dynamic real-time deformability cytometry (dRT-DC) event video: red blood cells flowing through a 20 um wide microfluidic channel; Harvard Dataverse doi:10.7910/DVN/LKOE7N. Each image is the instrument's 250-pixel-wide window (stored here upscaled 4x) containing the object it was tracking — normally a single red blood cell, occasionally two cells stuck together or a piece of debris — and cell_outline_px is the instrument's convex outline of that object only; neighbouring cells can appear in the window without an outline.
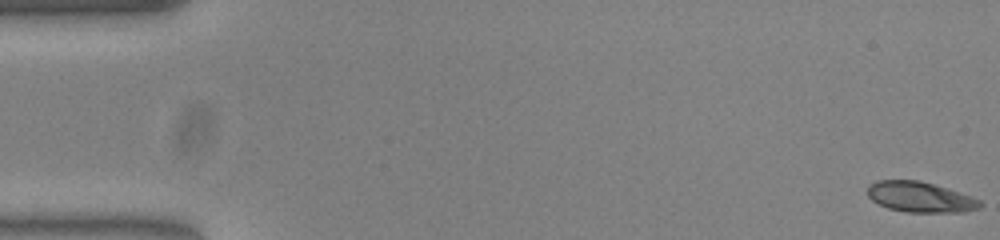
{"species": "common noctule bat (a hibernating species)", "species_latin": "Nyctalus noctula", "temperature_condition": "warm", "stored_images_in_passage": 50, "segment_of_instrument_passage": [1, 2], "camera_frame_rate_fps": 3000, "um_per_image_px": 0.085, "animal": {"sex": "female", "body_mass_g": 23.0, "forearm_length_mm": 53.4}, "frame": {"image": 1, "passage_image": 1, "time_ms": 0.0, "image_size_px": [1000, 240], "cell_outline_px": [[984, 204], [980, 208], [964, 212], [904, 212], [888, 208], [872, 200], [868, 196], [868, 188], [876, 180], [920, 180], [948, 188], [980, 200]], "centroid_in_image_um": [78.24, 16.75], "position_along_channel_um": 6.8, "area_um2": 19.94}}
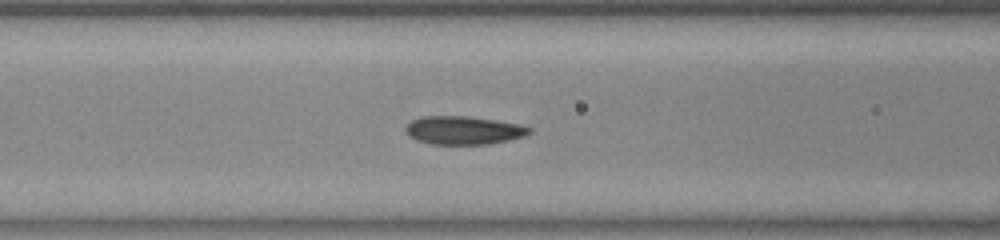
{"frame": {"image": 2, "passage_image": 22, "time_ms": 7.0, "image_size_px": [1000, 240], "cell_outline_px": [[532, 132], [524, 136], [508, 140], [488, 144], [432, 144], [416, 140], [404, 128], [412, 120], [420, 116], [464, 116], [496, 120], [520, 124], [532, 128]], "centroid_in_image_um": [39.43, 11.07], "position_along_channel_um": 127.2, "area_um2": 20.29}}
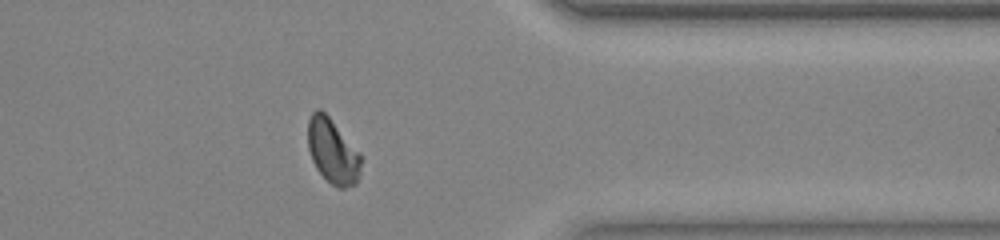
{"frame": {"image": 3, "passage_image": 43, "time_ms": 14.0, "image_size_px": [1000, 240], "cell_outline_px": [[360, 172], [356, 184], [344, 188], [340, 188], [332, 184], [316, 168], [312, 160], [308, 148], [308, 120], [312, 112], [316, 108], [320, 108], [328, 116], [360, 152]], "centroid_in_image_um": [28.26, 12.84], "position_along_channel_um": 383.1, "area_um2": 19.88}}